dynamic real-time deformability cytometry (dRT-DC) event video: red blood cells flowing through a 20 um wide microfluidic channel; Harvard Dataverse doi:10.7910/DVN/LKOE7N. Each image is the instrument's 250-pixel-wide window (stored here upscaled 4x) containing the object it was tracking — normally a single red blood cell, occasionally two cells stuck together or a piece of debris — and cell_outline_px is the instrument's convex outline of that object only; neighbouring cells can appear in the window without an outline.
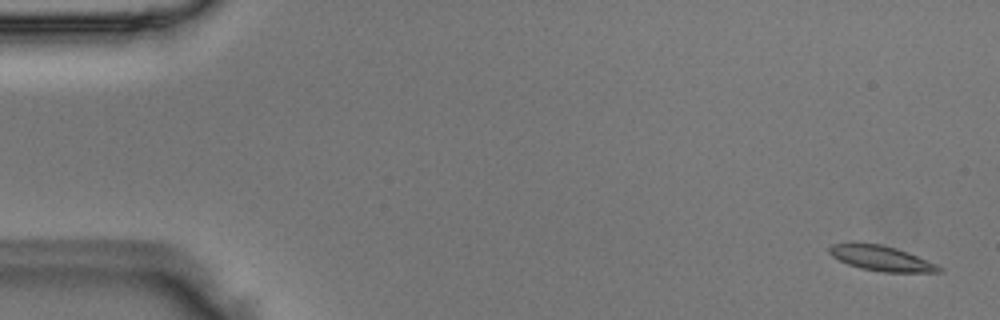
{"species": "Egyptian fruit bat (a non-hibernating species)", "species_latin": "Rousettus aegyptiacus", "temperature_condition": "room temperature", "stored_images_in_passage": 51, "camera_frame_rate_fps": 3000, "um_per_image_px": 0.085, "animal": {"sex": "male"}, "frame": {"image": 1, "passage_image": 2, "time_ms": 0.333, "image_size_px": [1000, 320], "cell_outline_px": [[944, 268], [940, 272], [884, 272], [860, 268], [848, 264], [832, 256], [828, 252], [828, 248], [832, 244], [852, 240], [880, 244], [896, 248], [908, 252], [936, 264]], "centroid_in_image_um": [74.84, 21.91], "position_along_channel_um": 10.2, "area_um2": 16.42}}
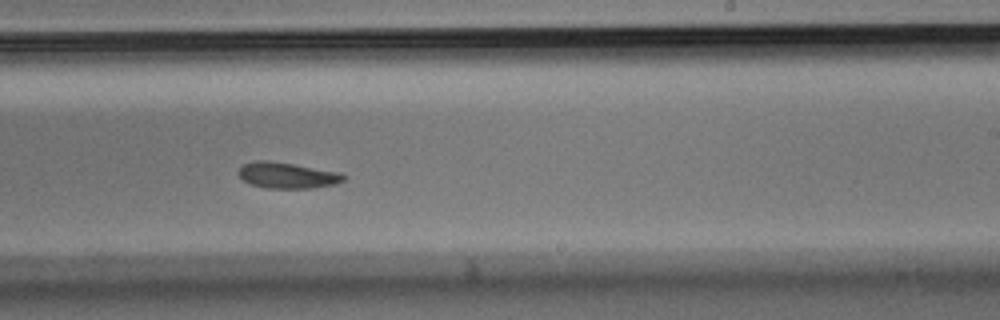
{"frame": {"image": 2, "passage_image": 31, "time_ms": 10.0, "image_size_px": [1000, 320], "cell_outline_px": [[344, 180], [336, 184], [312, 188], [264, 188], [248, 184], [236, 172], [244, 164], [256, 160], [268, 160], [340, 172], [344, 176]], "centroid_in_image_um": [24.38, 14.91], "position_along_channel_um": 264.6, "area_um2": 15.9}}
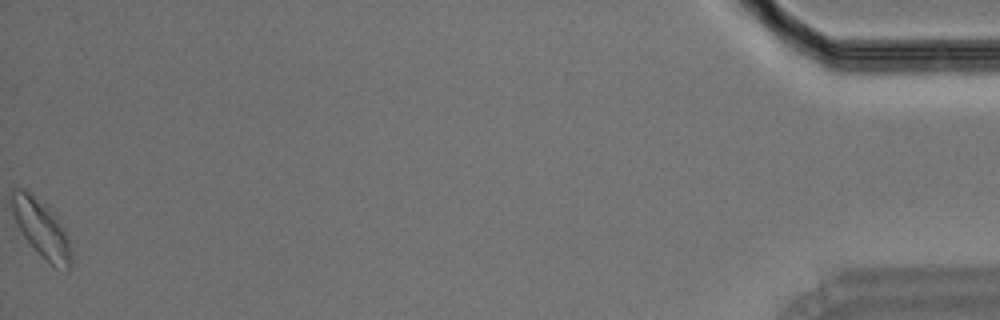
{"frame": {"image": 3, "passage_image": 51, "time_ms": 16.667, "image_size_px": [1000, 320], "cell_outline_px": [[72, 264], [68, 272], [52, 264], [24, 236], [16, 224], [12, 212], [12, 192], [16, 188], [20, 188], [28, 192], [60, 224], [68, 240], [72, 252]], "centroid_in_image_um": [3.52, 19.5], "position_along_channel_um": 431.7, "area_um2": 18.38}}